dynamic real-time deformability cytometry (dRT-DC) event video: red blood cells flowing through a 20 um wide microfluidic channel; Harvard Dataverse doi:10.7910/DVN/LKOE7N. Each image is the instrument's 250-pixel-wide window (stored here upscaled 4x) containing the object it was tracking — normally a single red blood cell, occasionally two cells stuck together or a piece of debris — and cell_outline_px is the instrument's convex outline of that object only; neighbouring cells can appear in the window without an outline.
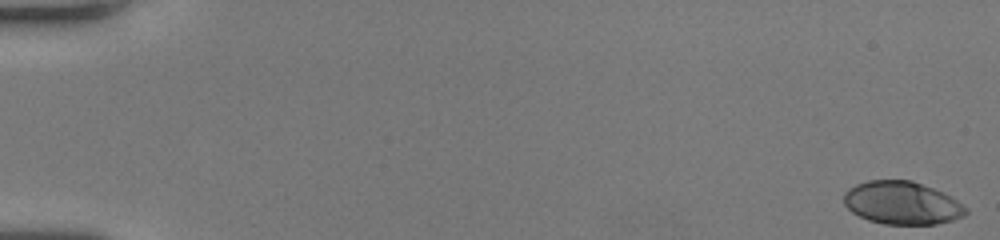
{"species": "human", "species_latin": "Homo sapiens", "temperature_condition": "room temperature", "stored_images_in_passage": 52, "camera_frame_rate_fps": 3000, "um_per_image_px": 0.085, "donor": {"sex": "female"}, "frame": {"image": 1, "passage_image": 1, "time_ms": 0.0, "image_size_px": [1000, 240], "cell_outline_px": [[968, 212], [964, 216], [952, 220], [936, 224], [884, 224], [868, 220], [852, 212], [844, 204], [844, 192], [848, 188], [856, 184], [868, 180], [912, 180], [944, 192], [952, 196], [968, 208]], "centroid_in_image_um": [76.69, 17.24], "position_along_channel_um": 8.3, "area_um2": 30.75}}
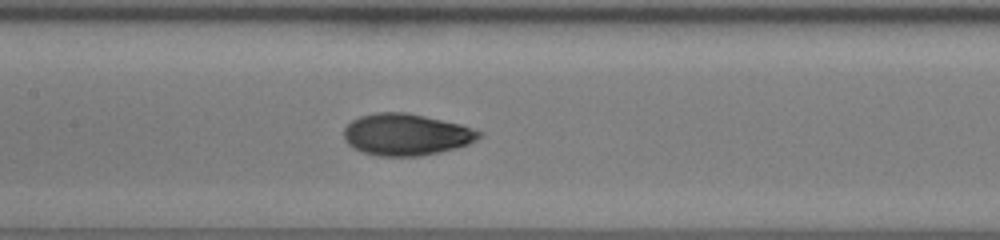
{"frame": {"image": 2, "passage_image": 27, "time_ms": 8.667, "image_size_px": [1000, 240], "cell_outline_px": [[484, 132], [476, 140], [468, 144], [456, 148], [416, 156], [380, 156], [364, 152], [348, 144], [344, 140], [344, 128], [352, 120], [360, 116], [376, 112], [408, 112], [460, 124]], "centroid_in_image_um": [34.52, 11.42], "position_along_channel_um": 172.9, "area_um2": 32.66}}
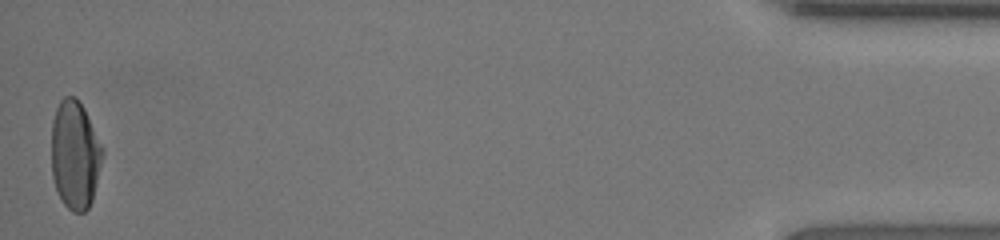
{"frame": {"image": 3, "passage_image": 52, "time_ms": 17.0, "image_size_px": [1000, 240], "cell_outline_px": [[104, 152], [92, 200], [88, 208], [84, 212], [72, 212], [64, 204], [56, 188], [52, 176], [52, 120], [56, 108], [60, 100], [64, 96], [76, 96], [84, 108], [104, 148]], "centroid_in_image_um": [6.38, 13.13], "position_along_channel_um": 428.8, "area_um2": 32.37}, "authors_computed_cell_mechanics": {"area_um2": 31.9056, "velocity_mm_per_s": 4.1133, "shape_relaxation_time_tau1_ms": 6.1464, "shape_relaxation_time_tau2_ms": 1.0865, "deformation_change_tau1": 0.2377, "deformation_change_tau2": 0.0482}}